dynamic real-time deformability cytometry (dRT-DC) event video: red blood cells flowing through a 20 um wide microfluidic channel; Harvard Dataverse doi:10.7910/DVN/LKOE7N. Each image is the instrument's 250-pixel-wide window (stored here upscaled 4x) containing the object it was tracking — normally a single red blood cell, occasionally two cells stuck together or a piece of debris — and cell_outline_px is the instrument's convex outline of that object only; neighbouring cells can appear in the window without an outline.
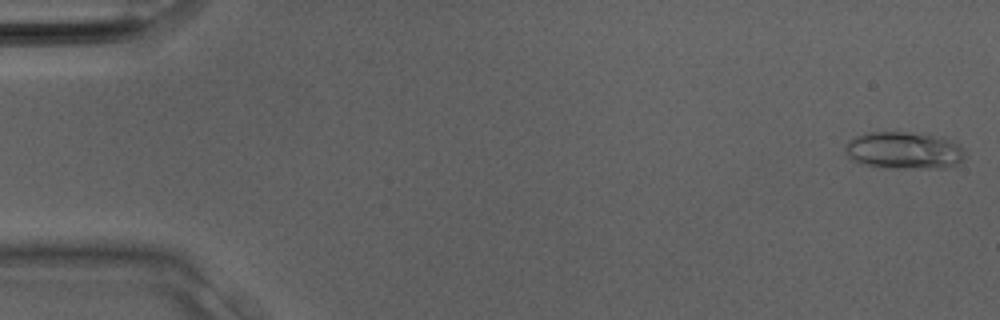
{"species": "Egyptian fruit bat (a non-hibernating species)", "species_latin": "Rousettus aegyptiacus", "temperature_condition": "room temperature", "stored_images_in_passage": 31, "camera_frame_rate_fps": 3000, "um_per_image_px": 0.085, "animal": {"sex": "male"}, "frame": {"image": 1, "passage_image": 1, "time_ms": 0.0, "image_size_px": [1000, 320], "cell_outline_px": [[964, 160], [956, 164], [944, 168], [884, 168], [860, 164], [852, 160], [844, 152], [844, 148], [848, 140], [856, 136], [868, 132], [928, 132], [944, 136], [956, 144], [960, 148], [964, 156]], "centroid_in_image_um": [76.81, 12.77], "position_along_channel_um": 8.2, "area_um2": 26.53}}
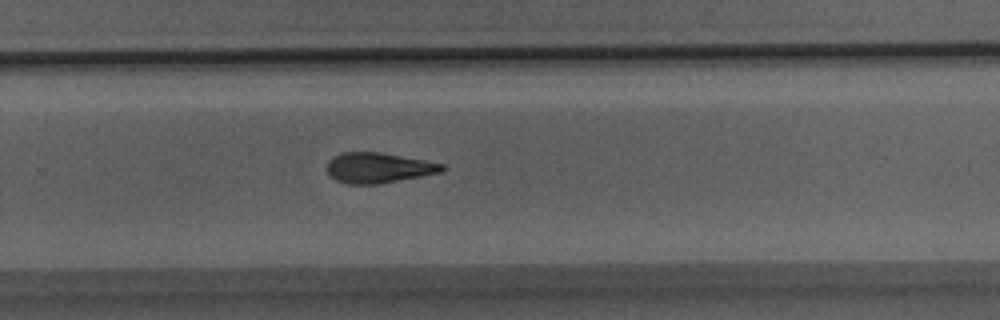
{"frame": {"image": 2, "passage_image": 21, "time_ms": 6.667, "image_size_px": [1000, 320], "cell_outline_px": [[448, 168], [444, 172], [380, 184], [348, 184], [336, 180], [328, 172], [328, 160], [332, 156], [340, 152], [380, 152], [424, 160], [444, 164]], "centroid_in_image_um": [32.21, 14.26], "position_along_channel_um": 297.6, "area_um2": 20.52}}
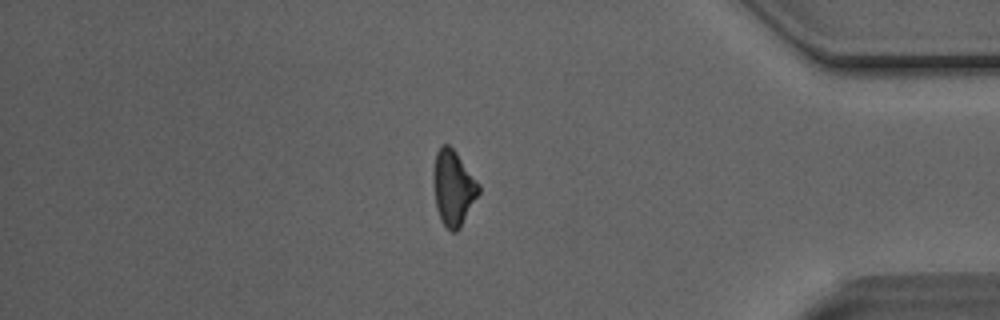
{"frame": {"image": 3, "passage_image": 27, "time_ms": 8.667, "image_size_px": [1000, 320], "cell_outline_px": [[480, 192], [460, 228], [456, 232], [452, 232], [440, 220], [436, 208], [432, 180], [432, 172], [436, 152], [440, 144], [448, 144], [456, 152], [480, 184]], "centroid_in_image_um": [38.51, 15.95], "position_along_channel_um": 396.7, "area_um2": 20.11}}